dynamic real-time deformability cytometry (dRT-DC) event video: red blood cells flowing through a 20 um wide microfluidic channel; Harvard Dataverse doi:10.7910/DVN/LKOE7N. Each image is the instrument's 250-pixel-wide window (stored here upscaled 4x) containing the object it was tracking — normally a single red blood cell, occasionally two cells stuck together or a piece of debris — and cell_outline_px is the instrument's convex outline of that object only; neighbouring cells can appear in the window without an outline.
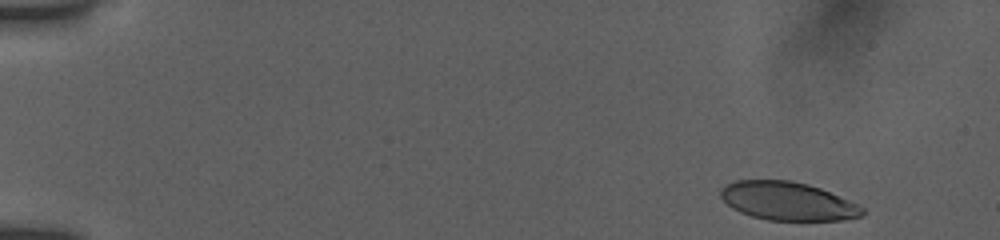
{"species": "human", "species_latin": "Homo sapiens", "temperature_condition": "room temperature", "stored_images_in_passage": 50, "camera_frame_rate_fps": 3000, "um_per_image_px": 0.085, "donor": {"sex": "female"}, "frame": {"image": 1, "passage_image": 2, "time_ms": 0.333, "image_size_px": [1000, 240], "cell_outline_px": [[864, 216], [844, 220], [768, 220], [752, 216], [740, 212], [732, 208], [720, 196], [720, 192], [728, 184], [736, 180], [792, 180], [808, 184], [820, 188], [848, 200], [864, 208]], "centroid_in_image_um": [66.97, 17.1], "position_along_channel_um": 18.0, "area_um2": 31.5}}
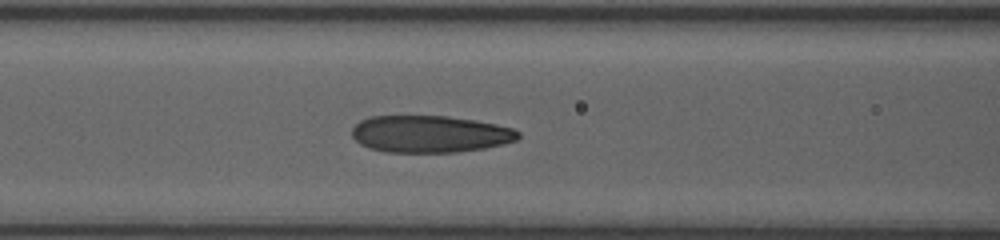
{"frame": {"image": 2, "passage_image": 21, "time_ms": 6.667, "image_size_px": [1000, 240], "cell_outline_px": [[520, 136], [516, 140], [504, 144], [484, 148], [456, 152], [384, 152], [368, 148], [360, 144], [352, 136], [352, 128], [360, 120], [372, 116], [448, 116], [476, 120], [496, 124], [512, 128], [520, 132]], "centroid_in_image_um": [36.54, 11.39], "position_along_channel_um": 130.1, "area_um2": 36.01}}
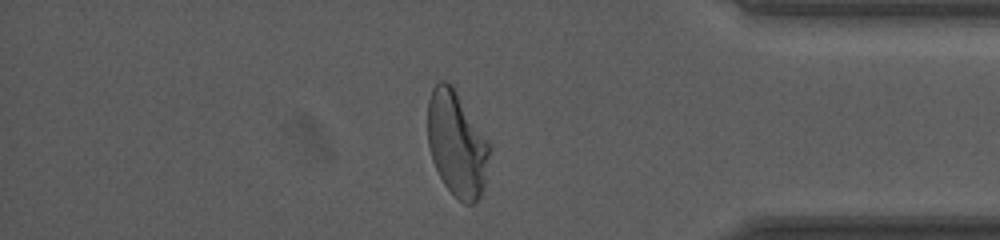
{"frame": {"image": 3, "passage_image": 43, "time_ms": 14.0, "image_size_px": [1000, 240], "cell_outline_px": [[492, 148], [484, 188], [480, 196], [472, 204], [464, 204], [444, 184], [432, 160], [428, 144], [428, 100], [432, 88], [440, 80], [444, 80], [452, 84], [492, 144]], "centroid_in_image_um": [38.87, 12.21], "position_along_channel_um": 396.3, "area_um2": 38.38}, "authors_computed_cell_mechanics": {"area_um2": 36.0094, "velocity_mm_per_s": 3.9078, "shape_relaxation_time_tau1_ms": 7.0832, "shape_relaxation_time_tau2_ms": 0.933, "deformation_change_tau1": 0.2279, "deformation_change_tau2": 0.0812}}